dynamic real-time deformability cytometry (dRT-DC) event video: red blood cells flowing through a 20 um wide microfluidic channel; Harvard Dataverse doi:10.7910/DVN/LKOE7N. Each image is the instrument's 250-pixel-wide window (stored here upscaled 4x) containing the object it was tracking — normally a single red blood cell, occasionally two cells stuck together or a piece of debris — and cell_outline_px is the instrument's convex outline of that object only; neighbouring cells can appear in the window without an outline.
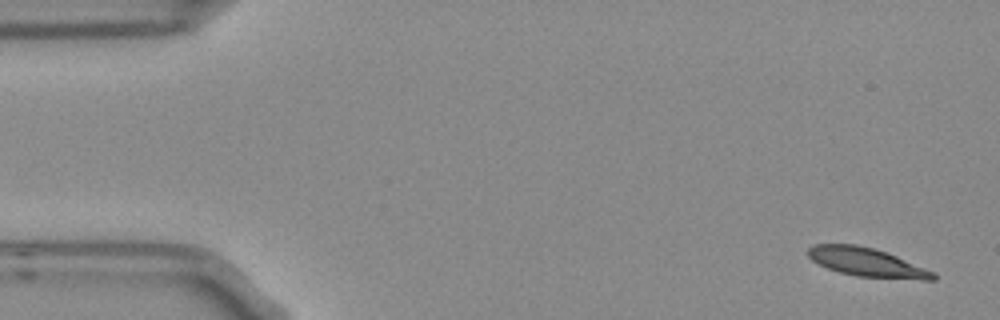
{"species": "Egyptian fruit bat (a non-hibernating species)", "species_latin": "Rousettus aegyptiacus", "temperature_condition": "room temperature", "stored_images_in_passage": 4, "camera_frame_rate_fps": 3000, "um_per_image_px": 0.085, "frame": {"image": 1, "passage_image": 1, "time_ms": 0.0, "image_size_px": [1000, 320], "cell_outline_px": [[936, 280], [924, 280], [856, 276], [840, 272], [828, 268], [812, 260], [808, 256], [808, 248], [812, 244], [856, 244], [888, 252], [936, 272]], "centroid_in_image_um": [73.72, 22.29], "position_along_channel_um": 11.3, "area_um2": 21.04}}
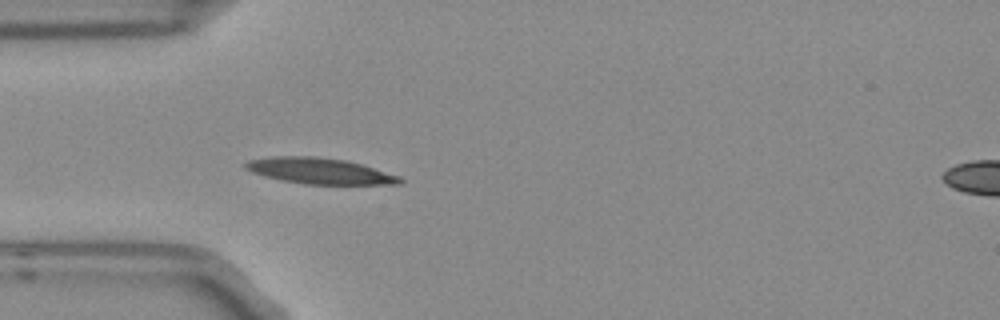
{"frame": {"image": 2, "passage_image": 4, "time_ms": 1.0, "image_size_px": [1000, 320], "cell_outline_px": [[404, 180], [400, 184], [304, 184], [280, 180], [264, 176], [252, 172], [244, 168], [240, 164], [248, 160], [272, 156], [316, 156], [344, 160], [360, 164], [400, 176]], "centroid_in_image_um": [27.1, 14.53], "position_along_channel_um": 57.9, "area_um2": 23.41}}